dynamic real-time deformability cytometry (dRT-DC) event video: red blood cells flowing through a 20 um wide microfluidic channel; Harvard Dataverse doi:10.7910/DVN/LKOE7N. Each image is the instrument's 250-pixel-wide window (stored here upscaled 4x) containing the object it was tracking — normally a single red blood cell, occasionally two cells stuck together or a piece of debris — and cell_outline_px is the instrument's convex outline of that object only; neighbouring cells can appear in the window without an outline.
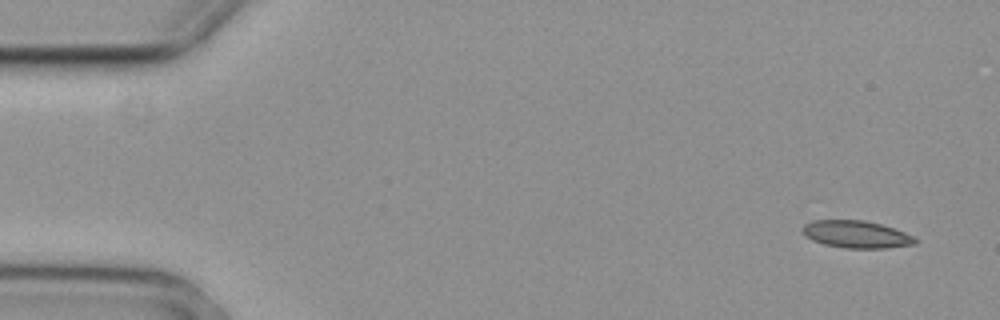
{"species": "common noctule bat (a hibernating species)", "species_latin": "Nyctalus noctula", "temperature_condition": "cold", "stored_images_in_passage": 5, "camera_frame_rate_fps": 3000, "um_per_image_px": 0.085, "animal": {"sex": "female", "body_mass_g": 29.2, "forearm_length_mm": 56.3}, "frame": {"image": 1, "passage_image": 1, "time_ms": 0.0, "image_size_px": [1000, 320], "cell_outline_px": [[920, 240], [916, 244], [888, 248], [844, 248], [824, 244], [812, 240], [804, 236], [800, 228], [804, 224], [812, 220], [864, 220], [880, 224], [904, 232]], "centroid_in_image_um": [72.76, 19.92], "position_along_channel_um": 12.2, "area_um2": 18.09}}